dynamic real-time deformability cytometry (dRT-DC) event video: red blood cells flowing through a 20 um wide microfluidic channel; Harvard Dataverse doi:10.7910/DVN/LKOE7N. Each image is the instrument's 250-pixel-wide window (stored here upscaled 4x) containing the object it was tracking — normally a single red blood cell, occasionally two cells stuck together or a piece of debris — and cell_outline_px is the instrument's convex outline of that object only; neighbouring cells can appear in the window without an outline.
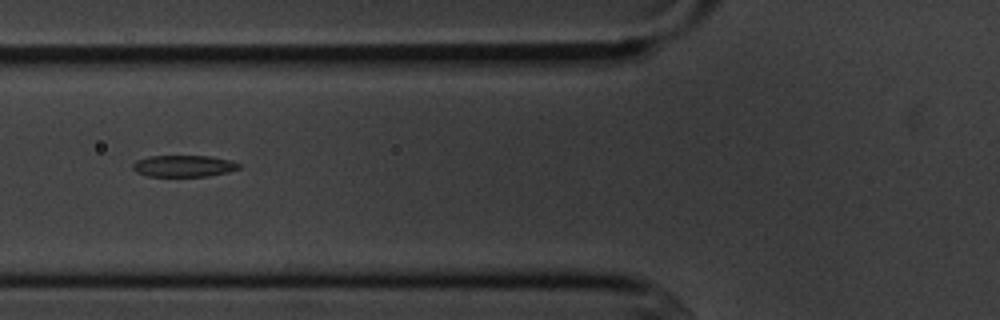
{"species": "common noctule bat (a hibernating species)", "species_latin": "Nyctalus noctula", "temperature_condition": "cold", "stored_images_in_passage": 16, "camera_frame_rate_fps": 3000, "um_per_image_px": 0.085, "animal": {"sex": "male", "body_mass_g": 20.1, "forearm_length_mm": 53.5}, "frame": {"image": 1, "passage_image": 6, "time_ms": 6.667, "image_size_px": [1000, 320], "cell_outline_px": [[240, 168], [228, 172], [208, 176], [148, 176], [136, 172], [132, 168], [132, 164], [136, 160], [148, 156], [208, 156], [232, 160], [240, 164]], "centroid_in_image_um": [15.61, 14.11], "position_along_channel_um": 110.2, "area_um2": 13.41}}
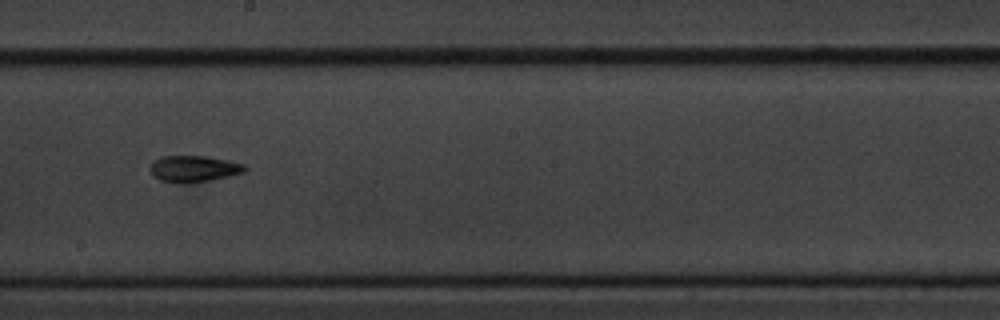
{"frame": {"image": 2, "passage_image": 9, "time_ms": 10.0, "image_size_px": [1000, 320], "cell_outline_px": [[248, 168], [244, 172], [228, 176], [188, 184], [180, 184], [160, 180], [152, 176], [152, 160], [160, 156], [204, 156], [228, 160], [244, 164]], "centroid_in_image_um": [16.46, 14.35], "position_along_channel_um": 231.7, "area_um2": 14.62}}
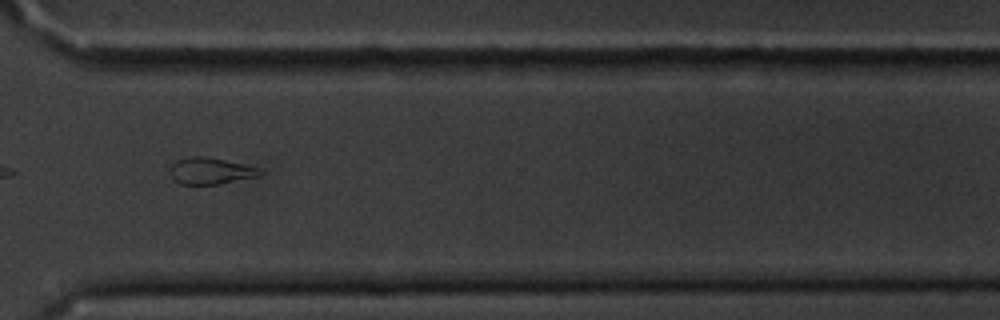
{"frame": {"image": 3, "passage_image": 12, "time_ms": 13.333, "image_size_px": [1000, 320], "cell_outline_px": [[264, 172], [256, 176], [220, 184], [180, 184], [172, 176], [168, 168], [176, 160], [188, 156], [204, 156], [224, 160], [260, 168]], "centroid_in_image_um": [17.86, 14.52], "position_along_channel_um": 352.7, "area_um2": 13.81}, "authors_computed_cell_mechanics": {"area_um2": 15.6927, "velocity_mm_per_s": 3.6308, "shape_relaxation_time_tau1_ms": 2.6369, "shape_relaxation_time_tau2_ms": 1.6209, "deformation_change_tau1": 0.113, "deformation_change_tau2": 0.0942}}